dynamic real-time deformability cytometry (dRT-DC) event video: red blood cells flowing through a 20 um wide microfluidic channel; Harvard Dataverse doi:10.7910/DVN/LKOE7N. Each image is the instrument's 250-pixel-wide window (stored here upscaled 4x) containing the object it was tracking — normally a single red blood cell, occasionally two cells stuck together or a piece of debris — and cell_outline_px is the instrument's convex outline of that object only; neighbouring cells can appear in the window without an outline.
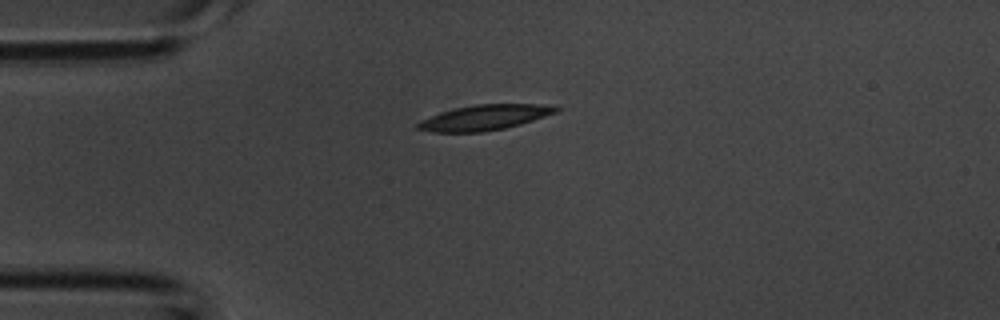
{"species": "common noctule bat (a hibernating species)", "species_latin": "Nyctalus noctula", "temperature_condition": "room temperature", "stored_images_in_passage": 1, "camera_frame_rate_fps": 3000, "um_per_image_px": 0.085, "animal": {"sex": "male", "body_mass_g": 20.1, "forearm_length_mm": 53.5}, "frame": {"image": 1, "passage_image": 1, "time_ms": 0.0, "image_size_px": [1000, 320], "cell_outline_px": [[560, 108], [556, 112], [520, 124], [504, 128], [484, 132], [432, 132], [416, 128], [416, 124], [420, 120], [440, 112], [456, 108], [476, 104], [540, 104]], "centroid_in_image_um": [41.12, 9.99], "position_along_channel_um": 43.9, "area_um2": 20.11}}